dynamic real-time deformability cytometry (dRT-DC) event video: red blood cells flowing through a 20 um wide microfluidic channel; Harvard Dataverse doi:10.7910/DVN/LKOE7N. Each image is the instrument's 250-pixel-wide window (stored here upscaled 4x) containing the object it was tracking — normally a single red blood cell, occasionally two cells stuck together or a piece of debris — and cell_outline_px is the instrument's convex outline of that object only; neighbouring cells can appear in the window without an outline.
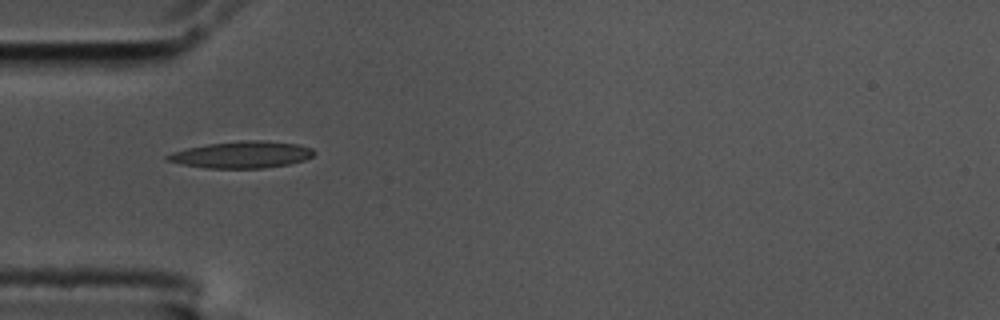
{"species": "common noctule bat (a hibernating species)", "species_latin": "Nyctalus noctula", "temperature_condition": "cold", "stored_images_in_passage": 36, "camera_frame_rate_fps": 3000, "um_per_image_px": 0.085, "animal": {"sex": "male", "body_mass_g": 17.5, "forearm_length_mm": 52.3}, "frame": {"image": 1, "passage_image": 1, "time_ms": 0.0, "image_size_px": [1000, 320], "cell_outline_px": [[316, 152], [312, 156], [304, 160], [288, 164], [264, 168], [208, 168], [180, 164], [168, 160], [164, 156], [172, 152], [188, 148], [208, 144], [248, 140], [260, 140], [300, 144], [312, 148]], "centroid_in_image_um": [20.58, 13.15], "position_along_channel_um": 64.4, "area_um2": 22.72}}
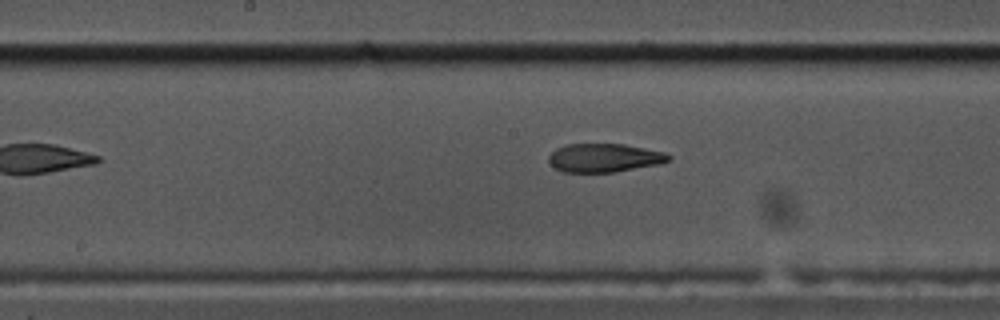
{"frame": {"image": 2, "passage_image": 12, "time_ms": 3.667, "image_size_px": [1000, 320], "cell_outline_px": [[672, 160], [660, 164], [612, 172], [564, 172], [556, 168], [548, 160], [548, 156], [556, 148], [568, 144], [624, 144], [664, 152], [672, 156]], "centroid_in_image_um": [51.39, 13.41], "position_along_channel_um": 196.8, "area_um2": 19.88}}
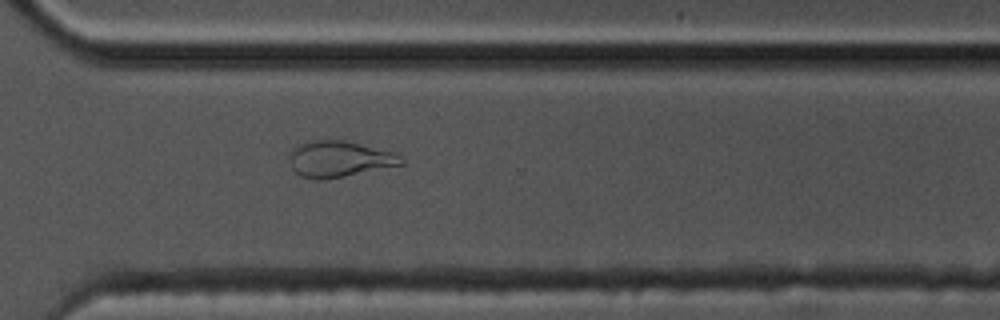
{"frame": {"image": 3, "passage_image": 24, "time_ms": 7.667, "image_size_px": [1000, 320], "cell_outline_px": [[404, 164], [324, 180], [312, 180], [300, 176], [292, 168], [288, 156], [296, 148], [312, 140], [344, 140], [392, 152], [400, 156], [404, 160]], "centroid_in_image_um": [28.83, 13.54], "position_along_channel_um": 341.8, "area_um2": 23.18}, "authors_computed_cell_mechanics": {"area_um2": 21.2993, "velocity_mm_per_s": 3.6361, "shape_relaxation_time_tau1_ms": null, "shape_relaxation_time_tau2_ms": 2.7838, "deformation_change_tau1": null, "deformation_change_tau2": 0.1018}}